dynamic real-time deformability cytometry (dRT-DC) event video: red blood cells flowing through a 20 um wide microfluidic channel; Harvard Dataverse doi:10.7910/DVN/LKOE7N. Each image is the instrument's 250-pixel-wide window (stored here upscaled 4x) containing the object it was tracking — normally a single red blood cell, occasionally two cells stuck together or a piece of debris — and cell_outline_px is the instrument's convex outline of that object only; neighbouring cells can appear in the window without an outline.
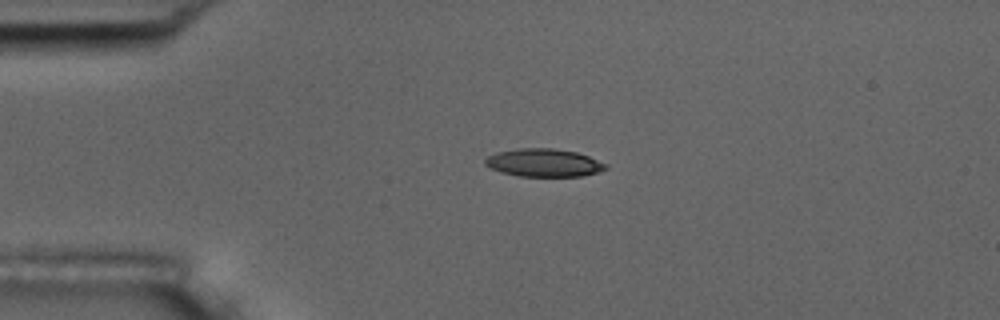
{"species": "common noctule bat (a hibernating species)", "species_latin": "Nyctalus noctula", "temperature_condition": "room temperature", "stored_images_in_passage": 2, "camera_frame_rate_fps": 3000, "um_per_image_px": 0.085, "animal": {"sex": "male", "body_mass_g": 17.5, "forearm_length_mm": 52.3}, "frame": {"image": 1, "passage_image": 1, "time_ms": 0.0, "image_size_px": [1000, 320], "cell_outline_px": [[608, 168], [600, 172], [580, 176], [520, 176], [500, 172], [488, 168], [484, 164], [484, 160], [488, 156], [496, 152], [520, 148], [552, 148], [576, 152], [588, 156], [608, 164]], "centroid_in_image_um": [46.21, 13.83], "position_along_channel_um": 38.8, "area_um2": 19.77}}